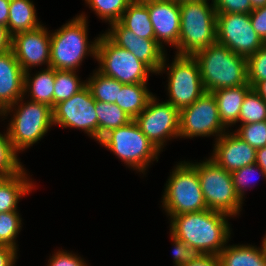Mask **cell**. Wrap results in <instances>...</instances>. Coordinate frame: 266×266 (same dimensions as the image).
I'll use <instances>...</instances> for the list:
<instances>
[{
    "label": "cell",
    "mask_w": 266,
    "mask_h": 266,
    "mask_svg": "<svg viewBox=\"0 0 266 266\" xmlns=\"http://www.w3.org/2000/svg\"><path fill=\"white\" fill-rule=\"evenodd\" d=\"M227 217L231 218L223 212L209 209L174 215L170 217V234L201 255L218 256L231 235Z\"/></svg>",
    "instance_id": "6da1fadb"
},
{
    "label": "cell",
    "mask_w": 266,
    "mask_h": 266,
    "mask_svg": "<svg viewBox=\"0 0 266 266\" xmlns=\"http://www.w3.org/2000/svg\"><path fill=\"white\" fill-rule=\"evenodd\" d=\"M198 63L205 91L239 87L248 83L247 58L214 43L192 55Z\"/></svg>",
    "instance_id": "7a4b0ae2"
},
{
    "label": "cell",
    "mask_w": 266,
    "mask_h": 266,
    "mask_svg": "<svg viewBox=\"0 0 266 266\" xmlns=\"http://www.w3.org/2000/svg\"><path fill=\"white\" fill-rule=\"evenodd\" d=\"M87 23L82 13L50 33V67L76 71L88 54L96 58L98 37L89 43Z\"/></svg>",
    "instance_id": "3957f363"
},
{
    "label": "cell",
    "mask_w": 266,
    "mask_h": 266,
    "mask_svg": "<svg viewBox=\"0 0 266 266\" xmlns=\"http://www.w3.org/2000/svg\"><path fill=\"white\" fill-rule=\"evenodd\" d=\"M180 34L176 55L192 56L217 42L216 17L213 4L185 2L180 4Z\"/></svg>",
    "instance_id": "277c9868"
},
{
    "label": "cell",
    "mask_w": 266,
    "mask_h": 266,
    "mask_svg": "<svg viewBox=\"0 0 266 266\" xmlns=\"http://www.w3.org/2000/svg\"><path fill=\"white\" fill-rule=\"evenodd\" d=\"M24 98L25 96H22L16 103L5 110V117L10 112L15 111L13 112L14 117L8 123L9 128H7V132L17 152L24 151L26 148L33 146V144L45 136L53 125V111L51 107L31 100L23 103ZM19 103L20 105H18Z\"/></svg>",
    "instance_id": "5b68a950"
},
{
    "label": "cell",
    "mask_w": 266,
    "mask_h": 266,
    "mask_svg": "<svg viewBox=\"0 0 266 266\" xmlns=\"http://www.w3.org/2000/svg\"><path fill=\"white\" fill-rule=\"evenodd\" d=\"M98 142L126 163L127 167L138 172H145L151 161L158 162L160 151L142 133L134 120L109 131Z\"/></svg>",
    "instance_id": "8992f818"
},
{
    "label": "cell",
    "mask_w": 266,
    "mask_h": 266,
    "mask_svg": "<svg viewBox=\"0 0 266 266\" xmlns=\"http://www.w3.org/2000/svg\"><path fill=\"white\" fill-rule=\"evenodd\" d=\"M165 185L162 207L168 216L208 209L197 171L188 161L175 166Z\"/></svg>",
    "instance_id": "52a82bcc"
},
{
    "label": "cell",
    "mask_w": 266,
    "mask_h": 266,
    "mask_svg": "<svg viewBox=\"0 0 266 266\" xmlns=\"http://www.w3.org/2000/svg\"><path fill=\"white\" fill-rule=\"evenodd\" d=\"M189 163L197 171L207 208L231 217L240 214L243 200L235 190L232 174L210 158L196 164Z\"/></svg>",
    "instance_id": "ba28073f"
},
{
    "label": "cell",
    "mask_w": 266,
    "mask_h": 266,
    "mask_svg": "<svg viewBox=\"0 0 266 266\" xmlns=\"http://www.w3.org/2000/svg\"><path fill=\"white\" fill-rule=\"evenodd\" d=\"M96 60L98 72L123 84L148 83L149 73L154 72L130 51L114 44L104 33L99 35Z\"/></svg>",
    "instance_id": "9c48e42d"
},
{
    "label": "cell",
    "mask_w": 266,
    "mask_h": 266,
    "mask_svg": "<svg viewBox=\"0 0 266 266\" xmlns=\"http://www.w3.org/2000/svg\"><path fill=\"white\" fill-rule=\"evenodd\" d=\"M166 55L158 71L168 69L169 102L179 111L193 104L205 91L197 61L190 55H176L172 64L166 67Z\"/></svg>",
    "instance_id": "30bf717a"
},
{
    "label": "cell",
    "mask_w": 266,
    "mask_h": 266,
    "mask_svg": "<svg viewBox=\"0 0 266 266\" xmlns=\"http://www.w3.org/2000/svg\"><path fill=\"white\" fill-rule=\"evenodd\" d=\"M226 131L220 120L218 106L212 92H204L193 104L180 110L179 137L215 136Z\"/></svg>",
    "instance_id": "8fae6325"
},
{
    "label": "cell",
    "mask_w": 266,
    "mask_h": 266,
    "mask_svg": "<svg viewBox=\"0 0 266 266\" xmlns=\"http://www.w3.org/2000/svg\"><path fill=\"white\" fill-rule=\"evenodd\" d=\"M216 38L217 43L246 58L266 44L253 29L250 14L245 13H217Z\"/></svg>",
    "instance_id": "7c38bea8"
},
{
    "label": "cell",
    "mask_w": 266,
    "mask_h": 266,
    "mask_svg": "<svg viewBox=\"0 0 266 266\" xmlns=\"http://www.w3.org/2000/svg\"><path fill=\"white\" fill-rule=\"evenodd\" d=\"M180 111L169 102H157L153 95L134 119L142 133L161 152L167 140L179 137Z\"/></svg>",
    "instance_id": "4fadbf2b"
},
{
    "label": "cell",
    "mask_w": 266,
    "mask_h": 266,
    "mask_svg": "<svg viewBox=\"0 0 266 266\" xmlns=\"http://www.w3.org/2000/svg\"><path fill=\"white\" fill-rule=\"evenodd\" d=\"M96 101L87 86L69 99L59 102L52 109L53 125L76 128L98 141Z\"/></svg>",
    "instance_id": "5bb4252c"
},
{
    "label": "cell",
    "mask_w": 266,
    "mask_h": 266,
    "mask_svg": "<svg viewBox=\"0 0 266 266\" xmlns=\"http://www.w3.org/2000/svg\"><path fill=\"white\" fill-rule=\"evenodd\" d=\"M50 46V33L42 25L12 36L11 50L24 72L43 64L50 67Z\"/></svg>",
    "instance_id": "9a60e30c"
},
{
    "label": "cell",
    "mask_w": 266,
    "mask_h": 266,
    "mask_svg": "<svg viewBox=\"0 0 266 266\" xmlns=\"http://www.w3.org/2000/svg\"><path fill=\"white\" fill-rule=\"evenodd\" d=\"M110 25V29L104 34L114 44L130 51L155 74H158L166 55L165 47H161L155 39L138 37V35L123 27L119 22H113Z\"/></svg>",
    "instance_id": "2e32d148"
},
{
    "label": "cell",
    "mask_w": 266,
    "mask_h": 266,
    "mask_svg": "<svg viewBox=\"0 0 266 266\" xmlns=\"http://www.w3.org/2000/svg\"><path fill=\"white\" fill-rule=\"evenodd\" d=\"M149 10L155 40L163 47L178 45L180 34V4L172 0H141Z\"/></svg>",
    "instance_id": "e0dca14e"
},
{
    "label": "cell",
    "mask_w": 266,
    "mask_h": 266,
    "mask_svg": "<svg viewBox=\"0 0 266 266\" xmlns=\"http://www.w3.org/2000/svg\"><path fill=\"white\" fill-rule=\"evenodd\" d=\"M228 132L215 141L213 154L209 158L230 173L256 163L257 149L243 141L236 133Z\"/></svg>",
    "instance_id": "ac0fdd59"
},
{
    "label": "cell",
    "mask_w": 266,
    "mask_h": 266,
    "mask_svg": "<svg viewBox=\"0 0 266 266\" xmlns=\"http://www.w3.org/2000/svg\"><path fill=\"white\" fill-rule=\"evenodd\" d=\"M25 72L13 51L0 54V104L7 108L24 96Z\"/></svg>",
    "instance_id": "d6986e66"
},
{
    "label": "cell",
    "mask_w": 266,
    "mask_h": 266,
    "mask_svg": "<svg viewBox=\"0 0 266 266\" xmlns=\"http://www.w3.org/2000/svg\"><path fill=\"white\" fill-rule=\"evenodd\" d=\"M251 89L249 84H245L212 92L217 102L220 120L226 128L238 123L242 103Z\"/></svg>",
    "instance_id": "ffe728a7"
},
{
    "label": "cell",
    "mask_w": 266,
    "mask_h": 266,
    "mask_svg": "<svg viewBox=\"0 0 266 266\" xmlns=\"http://www.w3.org/2000/svg\"><path fill=\"white\" fill-rule=\"evenodd\" d=\"M29 72L26 71L24 76V96L30 92L31 101L46 104L53 109L55 69L47 67L38 71L34 77Z\"/></svg>",
    "instance_id": "44dd1931"
},
{
    "label": "cell",
    "mask_w": 266,
    "mask_h": 266,
    "mask_svg": "<svg viewBox=\"0 0 266 266\" xmlns=\"http://www.w3.org/2000/svg\"><path fill=\"white\" fill-rule=\"evenodd\" d=\"M221 266H266V248L253 245H229L218 254Z\"/></svg>",
    "instance_id": "7402d4cb"
},
{
    "label": "cell",
    "mask_w": 266,
    "mask_h": 266,
    "mask_svg": "<svg viewBox=\"0 0 266 266\" xmlns=\"http://www.w3.org/2000/svg\"><path fill=\"white\" fill-rule=\"evenodd\" d=\"M25 169L19 174L0 181V213L17 211L19 199L32 191V181L27 178Z\"/></svg>",
    "instance_id": "603a6c76"
},
{
    "label": "cell",
    "mask_w": 266,
    "mask_h": 266,
    "mask_svg": "<svg viewBox=\"0 0 266 266\" xmlns=\"http://www.w3.org/2000/svg\"><path fill=\"white\" fill-rule=\"evenodd\" d=\"M35 5L31 0H10L8 32L11 36L35 29L42 24L37 20Z\"/></svg>",
    "instance_id": "cb8c5ba5"
},
{
    "label": "cell",
    "mask_w": 266,
    "mask_h": 266,
    "mask_svg": "<svg viewBox=\"0 0 266 266\" xmlns=\"http://www.w3.org/2000/svg\"><path fill=\"white\" fill-rule=\"evenodd\" d=\"M118 22L138 37L155 39L149 10L141 0H133Z\"/></svg>",
    "instance_id": "d4e9b609"
},
{
    "label": "cell",
    "mask_w": 266,
    "mask_h": 266,
    "mask_svg": "<svg viewBox=\"0 0 266 266\" xmlns=\"http://www.w3.org/2000/svg\"><path fill=\"white\" fill-rule=\"evenodd\" d=\"M146 85L147 83L123 84L115 102L133 120L146 108L153 96Z\"/></svg>",
    "instance_id": "484cf974"
},
{
    "label": "cell",
    "mask_w": 266,
    "mask_h": 266,
    "mask_svg": "<svg viewBox=\"0 0 266 266\" xmlns=\"http://www.w3.org/2000/svg\"><path fill=\"white\" fill-rule=\"evenodd\" d=\"M95 110L98 118V141L109 131L133 120L115 103L96 101Z\"/></svg>",
    "instance_id": "4316f807"
},
{
    "label": "cell",
    "mask_w": 266,
    "mask_h": 266,
    "mask_svg": "<svg viewBox=\"0 0 266 266\" xmlns=\"http://www.w3.org/2000/svg\"><path fill=\"white\" fill-rule=\"evenodd\" d=\"M92 75L86 81V86L89 88L94 100L114 104L118 100L123 83L114 78L104 76L97 70Z\"/></svg>",
    "instance_id": "83f0119b"
},
{
    "label": "cell",
    "mask_w": 266,
    "mask_h": 266,
    "mask_svg": "<svg viewBox=\"0 0 266 266\" xmlns=\"http://www.w3.org/2000/svg\"><path fill=\"white\" fill-rule=\"evenodd\" d=\"M78 77L76 71L55 70L54 106L69 99L86 86V80L82 82Z\"/></svg>",
    "instance_id": "f1b7e54d"
},
{
    "label": "cell",
    "mask_w": 266,
    "mask_h": 266,
    "mask_svg": "<svg viewBox=\"0 0 266 266\" xmlns=\"http://www.w3.org/2000/svg\"><path fill=\"white\" fill-rule=\"evenodd\" d=\"M17 155L7 130L4 135L0 132V175L4 178L15 176L25 169Z\"/></svg>",
    "instance_id": "f546056e"
},
{
    "label": "cell",
    "mask_w": 266,
    "mask_h": 266,
    "mask_svg": "<svg viewBox=\"0 0 266 266\" xmlns=\"http://www.w3.org/2000/svg\"><path fill=\"white\" fill-rule=\"evenodd\" d=\"M260 121H266V102L258 93L251 89L242 103L238 122L242 125Z\"/></svg>",
    "instance_id": "4dcf8cb0"
},
{
    "label": "cell",
    "mask_w": 266,
    "mask_h": 266,
    "mask_svg": "<svg viewBox=\"0 0 266 266\" xmlns=\"http://www.w3.org/2000/svg\"><path fill=\"white\" fill-rule=\"evenodd\" d=\"M133 0H85L99 18L109 24L118 22Z\"/></svg>",
    "instance_id": "1f68e13d"
},
{
    "label": "cell",
    "mask_w": 266,
    "mask_h": 266,
    "mask_svg": "<svg viewBox=\"0 0 266 266\" xmlns=\"http://www.w3.org/2000/svg\"><path fill=\"white\" fill-rule=\"evenodd\" d=\"M21 219L18 211L0 213V245L18 249L15 241L22 228Z\"/></svg>",
    "instance_id": "d6a6232c"
},
{
    "label": "cell",
    "mask_w": 266,
    "mask_h": 266,
    "mask_svg": "<svg viewBox=\"0 0 266 266\" xmlns=\"http://www.w3.org/2000/svg\"><path fill=\"white\" fill-rule=\"evenodd\" d=\"M234 133L255 149L266 146V121L242 124Z\"/></svg>",
    "instance_id": "836d02e7"
},
{
    "label": "cell",
    "mask_w": 266,
    "mask_h": 266,
    "mask_svg": "<svg viewBox=\"0 0 266 266\" xmlns=\"http://www.w3.org/2000/svg\"><path fill=\"white\" fill-rule=\"evenodd\" d=\"M248 83L253 87L266 80V44L247 58Z\"/></svg>",
    "instance_id": "e575fe53"
},
{
    "label": "cell",
    "mask_w": 266,
    "mask_h": 266,
    "mask_svg": "<svg viewBox=\"0 0 266 266\" xmlns=\"http://www.w3.org/2000/svg\"><path fill=\"white\" fill-rule=\"evenodd\" d=\"M257 170L259 174L266 179L265 172L257 165L256 163L247 165L245 167L239 168L238 170L232 172L233 185L239 197L243 200L244 192L246 191V186H249L248 183L252 180L250 177Z\"/></svg>",
    "instance_id": "d590c367"
},
{
    "label": "cell",
    "mask_w": 266,
    "mask_h": 266,
    "mask_svg": "<svg viewBox=\"0 0 266 266\" xmlns=\"http://www.w3.org/2000/svg\"><path fill=\"white\" fill-rule=\"evenodd\" d=\"M173 241L174 249H173V258L175 266H183L191 261L196 260L201 254L188 246L185 242L175 238L174 236L170 235Z\"/></svg>",
    "instance_id": "8d00e7d4"
},
{
    "label": "cell",
    "mask_w": 266,
    "mask_h": 266,
    "mask_svg": "<svg viewBox=\"0 0 266 266\" xmlns=\"http://www.w3.org/2000/svg\"><path fill=\"white\" fill-rule=\"evenodd\" d=\"M216 13L250 14L254 8L250 0H212Z\"/></svg>",
    "instance_id": "74e56055"
},
{
    "label": "cell",
    "mask_w": 266,
    "mask_h": 266,
    "mask_svg": "<svg viewBox=\"0 0 266 266\" xmlns=\"http://www.w3.org/2000/svg\"><path fill=\"white\" fill-rule=\"evenodd\" d=\"M48 263V266H87L81 257L64 250L54 252Z\"/></svg>",
    "instance_id": "f35d334b"
},
{
    "label": "cell",
    "mask_w": 266,
    "mask_h": 266,
    "mask_svg": "<svg viewBox=\"0 0 266 266\" xmlns=\"http://www.w3.org/2000/svg\"><path fill=\"white\" fill-rule=\"evenodd\" d=\"M250 21L253 29L266 43V5L254 8L250 13Z\"/></svg>",
    "instance_id": "ab89813d"
},
{
    "label": "cell",
    "mask_w": 266,
    "mask_h": 266,
    "mask_svg": "<svg viewBox=\"0 0 266 266\" xmlns=\"http://www.w3.org/2000/svg\"><path fill=\"white\" fill-rule=\"evenodd\" d=\"M17 250L6 245H0V266H14L17 261Z\"/></svg>",
    "instance_id": "60d3db41"
},
{
    "label": "cell",
    "mask_w": 266,
    "mask_h": 266,
    "mask_svg": "<svg viewBox=\"0 0 266 266\" xmlns=\"http://www.w3.org/2000/svg\"><path fill=\"white\" fill-rule=\"evenodd\" d=\"M183 266H221L218 256L201 255L196 260L191 261Z\"/></svg>",
    "instance_id": "b9f144b4"
},
{
    "label": "cell",
    "mask_w": 266,
    "mask_h": 266,
    "mask_svg": "<svg viewBox=\"0 0 266 266\" xmlns=\"http://www.w3.org/2000/svg\"><path fill=\"white\" fill-rule=\"evenodd\" d=\"M12 36L8 28L0 25V54L11 49Z\"/></svg>",
    "instance_id": "7bdbcfd3"
},
{
    "label": "cell",
    "mask_w": 266,
    "mask_h": 266,
    "mask_svg": "<svg viewBox=\"0 0 266 266\" xmlns=\"http://www.w3.org/2000/svg\"><path fill=\"white\" fill-rule=\"evenodd\" d=\"M10 0H0V25L7 27Z\"/></svg>",
    "instance_id": "ee69618b"
},
{
    "label": "cell",
    "mask_w": 266,
    "mask_h": 266,
    "mask_svg": "<svg viewBox=\"0 0 266 266\" xmlns=\"http://www.w3.org/2000/svg\"><path fill=\"white\" fill-rule=\"evenodd\" d=\"M256 164L259 165L266 174V146L257 149Z\"/></svg>",
    "instance_id": "f6af8a7d"
},
{
    "label": "cell",
    "mask_w": 266,
    "mask_h": 266,
    "mask_svg": "<svg viewBox=\"0 0 266 266\" xmlns=\"http://www.w3.org/2000/svg\"><path fill=\"white\" fill-rule=\"evenodd\" d=\"M252 89L258 93L266 102V80L256 83Z\"/></svg>",
    "instance_id": "bcb514c9"
},
{
    "label": "cell",
    "mask_w": 266,
    "mask_h": 266,
    "mask_svg": "<svg viewBox=\"0 0 266 266\" xmlns=\"http://www.w3.org/2000/svg\"><path fill=\"white\" fill-rule=\"evenodd\" d=\"M253 8L266 5V0H250Z\"/></svg>",
    "instance_id": "7dc6e473"
},
{
    "label": "cell",
    "mask_w": 266,
    "mask_h": 266,
    "mask_svg": "<svg viewBox=\"0 0 266 266\" xmlns=\"http://www.w3.org/2000/svg\"><path fill=\"white\" fill-rule=\"evenodd\" d=\"M175 3L182 4L185 2H208L209 0H172Z\"/></svg>",
    "instance_id": "c3c4849f"
},
{
    "label": "cell",
    "mask_w": 266,
    "mask_h": 266,
    "mask_svg": "<svg viewBox=\"0 0 266 266\" xmlns=\"http://www.w3.org/2000/svg\"><path fill=\"white\" fill-rule=\"evenodd\" d=\"M5 110H6V108H4V107L0 104V116H5Z\"/></svg>",
    "instance_id": "681fc988"
},
{
    "label": "cell",
    "mask_w": 266,
    "mask_h": 266,
    "mask_svg": "<svg viewBox=\"0 0 266 266\" xmlns=\"http://www.w3.org/2000/svg\"><path fill=\"white\" fill-rule=\"evenodd\" d=\"M263 243H264V245H265V248H266V235L263 237Z\"/></svg>",
    "instance_id": "f907efd6"
}]
</instances>
